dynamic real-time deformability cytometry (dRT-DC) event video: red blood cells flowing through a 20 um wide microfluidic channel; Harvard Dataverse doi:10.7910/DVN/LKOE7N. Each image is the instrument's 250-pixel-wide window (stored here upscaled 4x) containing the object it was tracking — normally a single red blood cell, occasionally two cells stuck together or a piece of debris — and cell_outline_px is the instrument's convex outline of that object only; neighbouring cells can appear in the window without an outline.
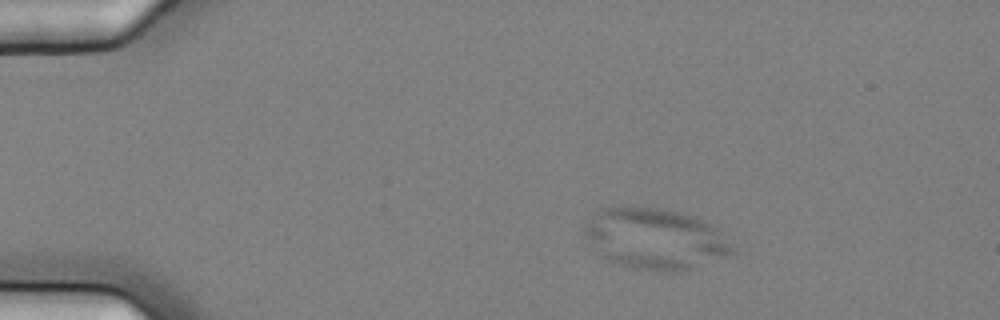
{"species": "common noctule bat (a hibernating species)", "species_latin": "Nyctalus noctula", "temperature_condition": "cold", "stored_images_in_passage": 3, "camera_frame_rate_fps": 3000, "um_per_image_px": 0.085, "animal": {"sex": "female", "body_mass_g": 25.1}, "frame": {"image": 1, "passage_image": 1, "time_ms": 0.0, "image_size_px": [1000, 320], "cell_outline_px": [[736, 252], [692, 268], [676, 272], [660, 272], [632, 268], [608, 260], [584, 236], [584, 228], [592, 216], [600, 208], [660, 208], [692, 216], [708, 224], [736, 248]], "centroid_in_image_um": [55.68, 20.32], "position_along_channel_um": 29.3, "area_um2": 51.27}}